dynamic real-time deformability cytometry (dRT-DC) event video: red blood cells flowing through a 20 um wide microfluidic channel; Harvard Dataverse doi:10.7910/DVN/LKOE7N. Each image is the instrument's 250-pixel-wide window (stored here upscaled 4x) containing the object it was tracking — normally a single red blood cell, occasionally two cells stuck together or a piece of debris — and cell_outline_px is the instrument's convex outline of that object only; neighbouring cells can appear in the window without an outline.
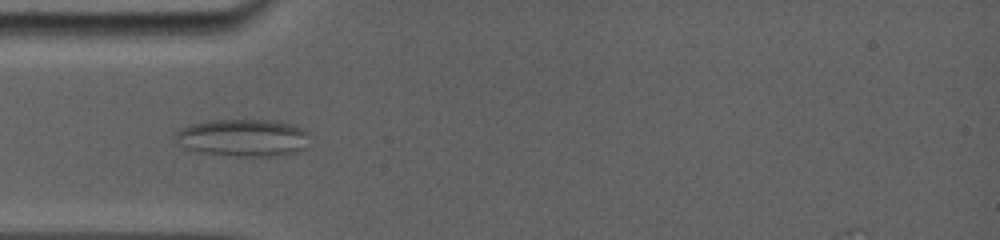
{"species": "common noctule bat (a hibernating species)", "species_latin": "Nyctalus noctula", "temperature_condition": "room temperature", "stored_images_in_passage": 27, "camera_frame_rate_fps": 5000, "um_per_image_px": 0.085, "animal": {"sex": "female", "body_mass_g": 19.0, "forearm_length_mm": 56.7}, "frame": {"image": 1, "passage_image": 8, "time_ms": 5.0, "image_size_px": [1000, 240], "cell_outline_px": [[308, 148], [300, 152], [276, 156], [232, 156], [196, 152], [180, 144], [172, 136], [180, 128], [192, 124], [208, 120], [272, 120], [292, 124], [308, 132]], "centroid_in_image_um": [20.68, 11.72], "position_along_channel_um": 64.3, "area_um2": 29.65}}
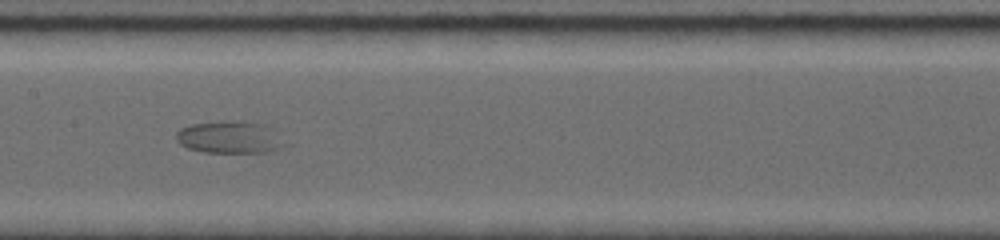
{"frame": {"image": 2, "passage_image": 13, "time_ms": 8.4, "image_size_px": [1000, 240], "cell_outline_px": [[292, 144], [268, 152], [204, 152], [188, 148], [180, 144], [176, 140], [176, 132], [180, 128], [192, 124], [224, 120], [240, 120], [264, 124], [272, 128]], "centroid_in_image_um": [19.61, 11.65], "position_along_channel_um": 187.8, "area_um2": 20.98}}
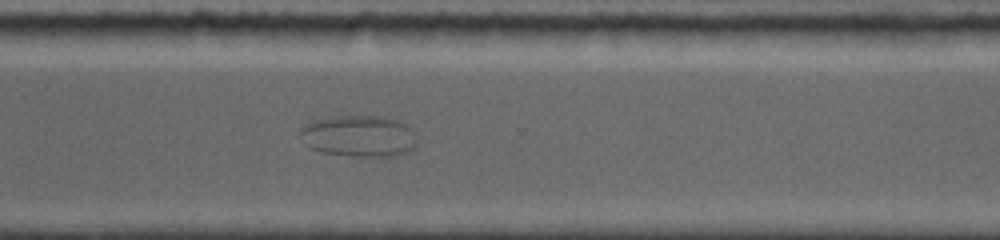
{"frame": {"image": 3, "passage_image": 19, "time_ms": 12.6, "image_size_px": [1000, 240], "cell_outline_px": [[416, 144], [412, 148], [396, 156], [352, 156], [320, 152], [308, 148], [304, 144], [300, 132], [300, 128], [312, 120], [336, 116], [384, 116], [396, 120], [404, 124], [408, 128], [416, 140]], "centroid_in_image_um": [30.43, 11.57], "position_along_channel_um": 340.2, "area_um2": 28.09}}